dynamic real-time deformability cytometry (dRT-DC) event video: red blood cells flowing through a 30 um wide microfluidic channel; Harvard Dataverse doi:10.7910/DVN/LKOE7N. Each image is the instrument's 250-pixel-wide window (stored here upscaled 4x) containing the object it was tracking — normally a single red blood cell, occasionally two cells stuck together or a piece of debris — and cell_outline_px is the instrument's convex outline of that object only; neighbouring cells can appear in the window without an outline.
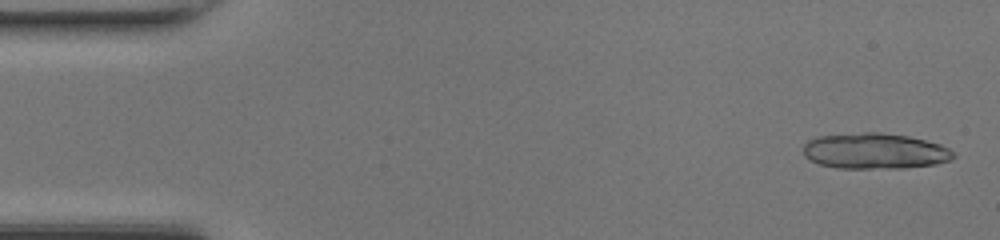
{"species": "common noctule bat (a hibernating species)", "species_latin": "Nyctalus noctula", "temperature_condition": "room temperature", "stored_images_in_passage": 48, "camera_frame_rate_fps": 3000, "um_per_image_px": 0.085, "animal": {"sex": "female", "body_mass_g": 17.0, "forearm_length_mm": 48.0}, "frame": {"image": 1, "passage_image": 2, "time_ms": 0.333, "image_size_px": [1000, 240], "cell_outline_px": [[956, 156], [952, 160], [936, 164], [904, 168], [836, 168], [820, 164], [804, 156], [804, 144], [808, 140], [820, 136], [864, 132], [880, 132], [908, 136], [940, 144], [948, 148]], "centroid_in_image_um": [74.38, 12.84], "position_along_channel_um": 10.6, "area_um2": 31.27}}
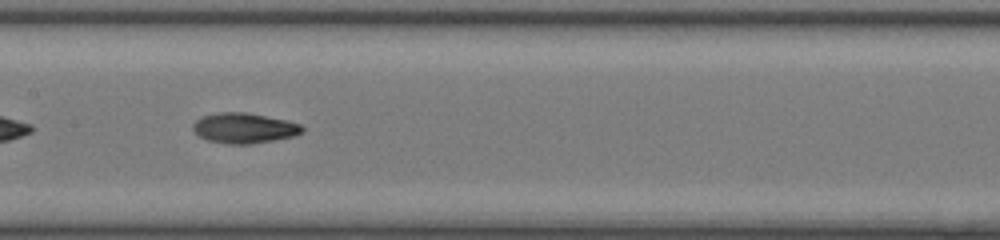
{"frame": {"image": 2, "passage_image": 24, "time_ms": 7.667, "image_size_px": [1000, 240], "cell_outline_px": [[304, 132], [292, 136], [272, 140], [248, 144], [228, 144], [208, 140], [200, 136], [192, 128], [192, 124], [200, 116], [216, 112], [244, 112], [288, 120], [300, 124], [304, 128]], "centroid_in_image_um": [20.73, 10.87], "position_along_channel_um": 186.7, "area_um2": 19.25}}
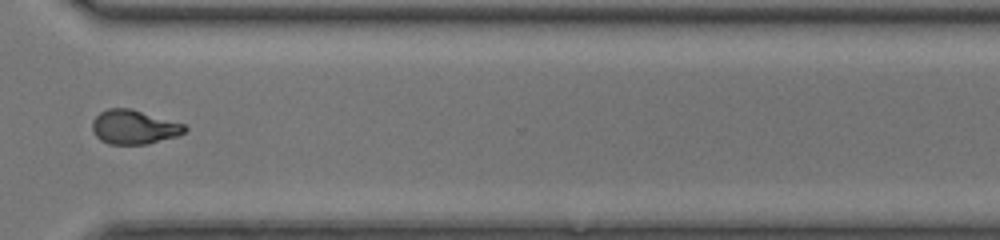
{"frame": {"image": 3, "passage_image": 36, "time_ms": 11.667, "image_size_px": [1000, 240], "cell_outline_px": [[188, 128], [184, 132], [176, 136], [148, 144], [108, 144], [100, 140], [92, 132], [92, 120], [100, 112], [108, 108], [132, 108], [184, 124]], "centroid_in_image_um": [11.36, 10.79], "position_along_channel_um": 359.2, "area_um2": 18.5}, "authors_computed_cell_mechanics": {"area_um2": 19.074, "velocity_mm_per_s": 4.3286, "shape_relaxation_time_tau1_ms": null, "shape_relaxation_time_tau2_ms": 2.2302, "deformation_change_tau1": null, "deformation_change_tau2": 0.0757}}